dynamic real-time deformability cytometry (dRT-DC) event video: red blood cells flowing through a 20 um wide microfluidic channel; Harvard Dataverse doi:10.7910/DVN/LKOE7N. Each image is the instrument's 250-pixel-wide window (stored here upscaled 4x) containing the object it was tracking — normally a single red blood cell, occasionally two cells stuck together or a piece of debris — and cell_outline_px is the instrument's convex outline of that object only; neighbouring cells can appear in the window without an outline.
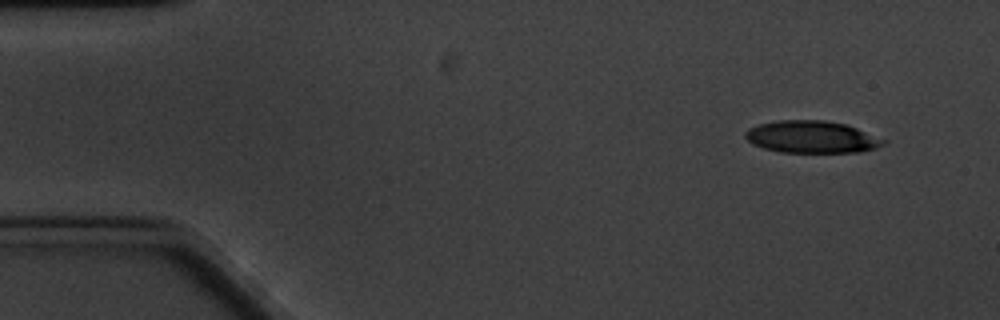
{"species": "common noctule bat (a hibernating species)", "species_latin": "Nyctalus noctula", "temperature_condition": "cold", "stored_images_in_passage": 7, "camera_frame_rate_fps": 3000, "um_per_image_px": 0.085, "animal": {"sex": "male", "body_mass_g": 20.1, "forearm_length_mm": 53.5}, "frame": {"image": 1, "passage_image": 1, "time_ms": 0.0, "image_size_px": [1000, 320], "cell_outline_px": [[888, 140], [884, 144], [876, 148], [860, 152], [780, 152], [764, 148], [752, 144], [744, 136], [744, 132], [748, 128], [756, 124], [776, 120], [824, 120], [848, 124]], "centroid_in_image_um": [69.0, 11.63], "position_along_channel_um": 16.0, "area_um2": 26.24}}
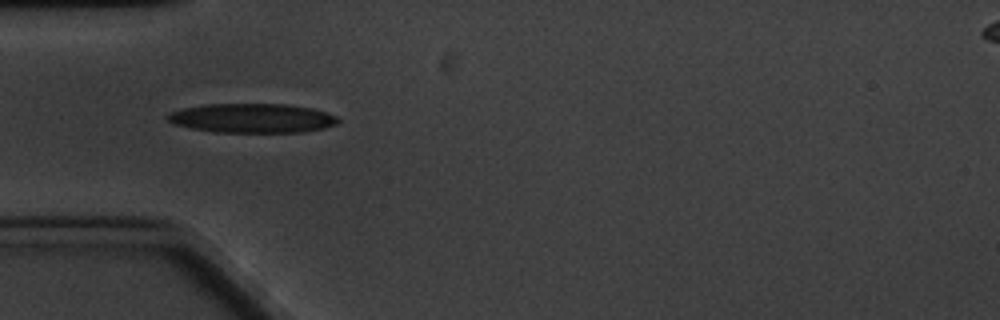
{"frame": {"image": 2, "passage_image": 5, "time_ms": 4.333, "image_size_px": [1000, 320], "cell_outline_px": [[340, 120], [336, 124], [324, 128], [304, 132], [212, 132], [172, 124], [164, 116], [168, 112], [184, 108], [208, 104], [288, 104], [312, 108], [336, 116]], "centroid_in_image_um": [21.4, 10.04], "position_along_channel_um": 63.6, "area_um2": 29.19}}